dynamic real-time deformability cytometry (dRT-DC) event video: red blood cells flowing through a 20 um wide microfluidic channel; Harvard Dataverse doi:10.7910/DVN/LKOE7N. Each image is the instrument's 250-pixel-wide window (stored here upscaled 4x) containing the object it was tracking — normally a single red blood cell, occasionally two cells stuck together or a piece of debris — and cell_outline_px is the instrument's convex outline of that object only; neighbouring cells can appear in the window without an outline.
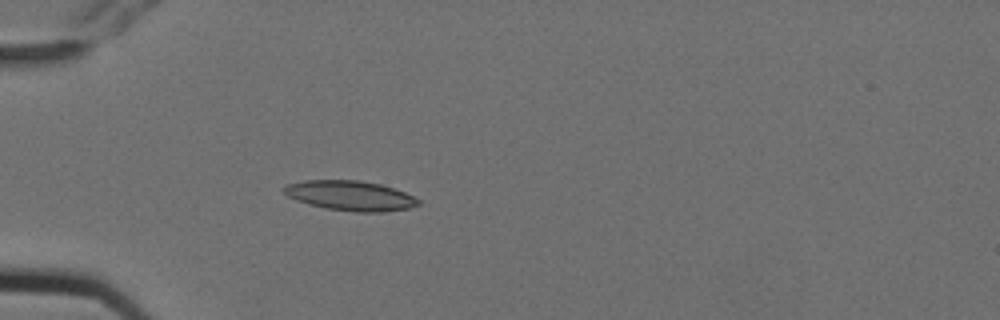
{"species": "Egyptian fruit bat (a non-hibernating species)", "species_latin": "Rousettus aegyptiacus", "temperature_condition": "cold", "stored_images_in_passage": 4, "camera_frame_rate_fps": 3000, "um_per_image_px": 0.085, "animal": {"sex": "female"}, "frame": {"image": 1, "passage_image": 4, "time_ms": 1.0, "image_size_px": [1000, 320], "cell_outline_px": [[420, 204], [408, 208], [380, 212], [356, 212], [328, 208], [308, 204], [296, 200], [288, 196], [284, 192], [284, 188], [288, 184], [304, 180], [360, 180], [380, 184], [404, 192], [420, 200]], "centroid_in_image_um": [29.77, 16.62], "position_along_channel_um": 55.2, "area_um2": 23.12}}